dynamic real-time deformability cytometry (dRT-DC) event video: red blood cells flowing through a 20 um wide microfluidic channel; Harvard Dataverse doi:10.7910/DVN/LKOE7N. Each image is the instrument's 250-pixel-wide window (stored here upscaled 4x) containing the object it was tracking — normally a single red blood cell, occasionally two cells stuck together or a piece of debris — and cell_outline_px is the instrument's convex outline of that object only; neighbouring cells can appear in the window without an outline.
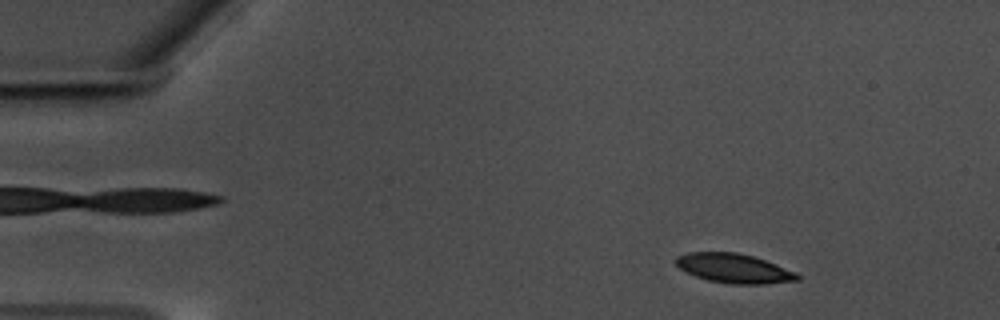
{"species": "common noctule bat (a hibernating species)", "species_latin": "Nyctalus noctula", "temperature_condition": "warm", "stored_images_in_passage": 60, "segment_of_instrument_passage": [1, 2], "camera_frame_rate_fps": 3000, "um_per_image_px": 0.085, "animal": {"sex": "male", "body_mass_g": 17.5, "forearm_length_mm": 52.3}, "frame": {"image": 1, "passage_image": 8, "time_ms": 2.333, "image_size_px": [1000, 320], "cell_outline_px": [[800, 280], [764, 284], [732, 284], [708, 280], [684, 272], [676, 264], [676, 256], [688, 252], [736, 252], [752, 256], [764, 260], [796, 272], [800, 276]], "centroid_in_image_um": [62.37, 22.81], "position_along_channel_um": 22.6, "area_um2": 20.69}}
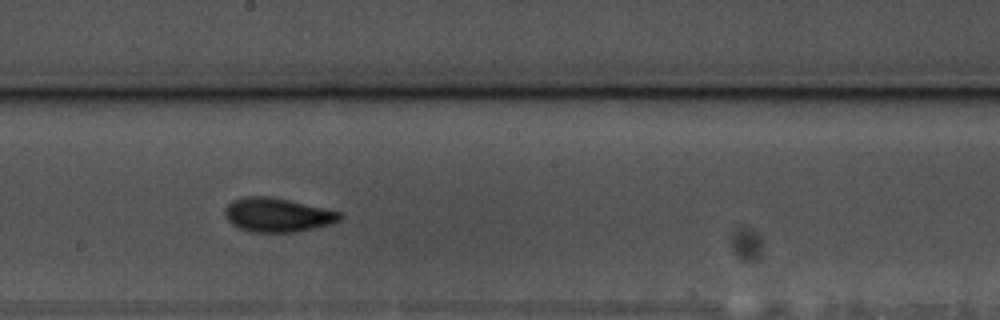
{"frame": {"image": 2, "passage_image": 33, "time_ms": 10.667, "image_size_px": [1000, 320], "cell_outline_px": [[344, 216], [340, 220], [332, 224], [296, 232], [248, 232], [232, 224], [224, 216], [224, 208], [232, 200], [248, 196], [272, 196], [324, 208], [340, 212]], "centroid_in_image_um": [23.57, 18.27], "position_along_channel_um": 224.6, "area_um2": 22.95}}
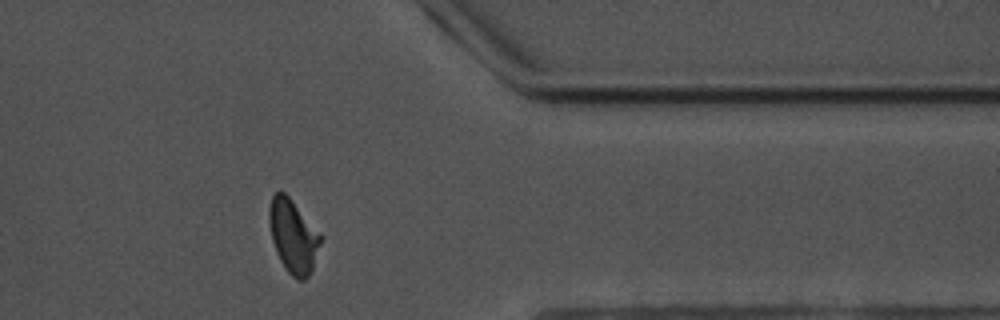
{"frame": {"image": 3, "passage_image": 48, "time_ms": 15.667, "image_size_px": [1000, 320], "cell_outline_px": [[324, 236], [312, 268], [308, 276], [304, 280], [296, 280], [284, 268], [276, 252], [272, 240], [268, 220], [268, 208], [272, 196], [276, 192], [284, 192], [288, 196]], "centroid_in_image_um": [24.92, 20.08], "position_along_channel_um": 386.5, "area_um2": 22.14}}